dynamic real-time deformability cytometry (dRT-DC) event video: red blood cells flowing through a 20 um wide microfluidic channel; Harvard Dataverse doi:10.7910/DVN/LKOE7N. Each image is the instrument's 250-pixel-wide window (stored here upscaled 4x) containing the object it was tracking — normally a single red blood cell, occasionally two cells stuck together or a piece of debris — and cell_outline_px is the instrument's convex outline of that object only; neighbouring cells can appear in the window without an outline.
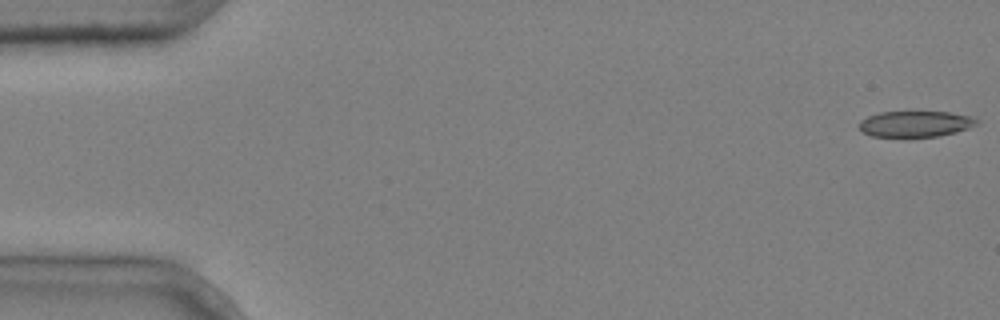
{"species": "common noctule bat (a hibernating species)", "species_latin": "Nyctalus noctula", "temperature_condition": "cold", "stored_images_in_passage": 6, "camera_frame_rate_fps": 3000, "um_per_image_px": 0.085, "animal": {"sex": "male", "body_mass_g": 20.4}, "frame": {"image": 1, "passage_image": 1, "time_ms": 0.0, "image_size_px": [1000, 320], "cell_outline_px": [[980, 120], [976, 124], [968, 128], [956, 132], [936, 136], [872, 136], [860, 132], [856, 124], [860, 120], [868, 116], [880, 112], [948, 112], [972, 116]], "centroid_in_image_um": [77.76, 10.52], "position_along_channel_um": 7.2, "area_um2": 17.8}}
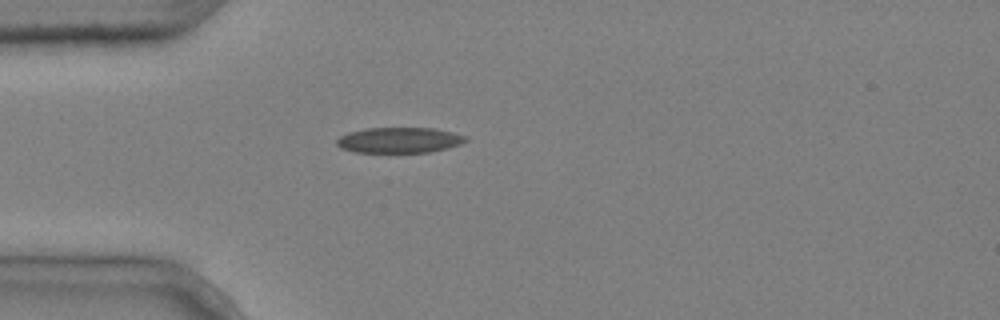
{"frame": {"image": 2, "passage_image": 5, "time_ms": 1.333, "image_size_px": [1000, 320], "cell_outline_px": [[468, 140], [460, 144], [448, 148], [428, 152], [356, 152], [340, 148], [336, 144], [336, 140], [340, 136], [348, 132], [368, 128], [432, 128], [452, 132], [468, 136]], "centroid_in_image_um": [33.94, 11.91], "position_along_channel_um": 51.1, "area_um2": 19.19}}